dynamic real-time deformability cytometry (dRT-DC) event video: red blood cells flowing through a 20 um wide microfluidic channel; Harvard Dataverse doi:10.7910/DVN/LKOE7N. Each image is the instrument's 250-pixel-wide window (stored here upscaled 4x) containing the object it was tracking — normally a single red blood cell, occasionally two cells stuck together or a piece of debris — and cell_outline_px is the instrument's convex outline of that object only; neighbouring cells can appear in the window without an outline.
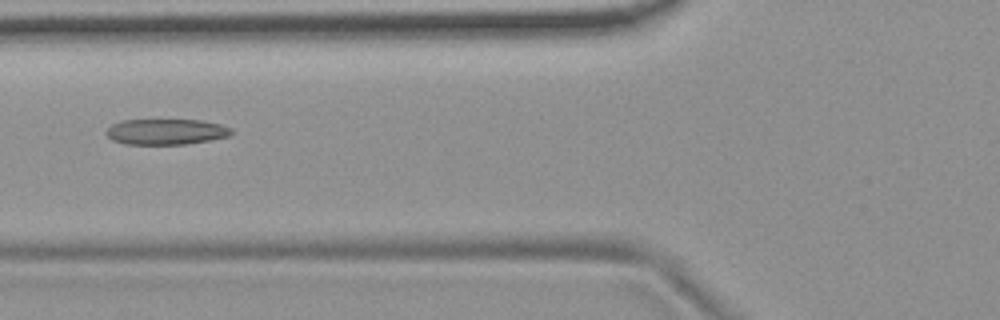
{"species": "common noctule bat (a hibernating species)", "species_latin": "Nyctalus noctula", "temperature_condition": "room temperature", "stored_images_in_passage": 2, "camera_frame_rate_fps": 3000, "um_per_image_px": 0.085, "animal": {"sex": "female", "body_mass_g": 19.9}, "frame": {"image": 1, "passage_image": 2, "time_ms": 1.0, "image_size_px": [1000, 320], "cell_outline_px": [[232, 132], [228, 136], [208, 140], [184, 144], [124, 144], [112, 140], [104, 132], [112, 124], [120, 120], [200, 120], [220, 124], [232, 128]], "centroid_in_image_um": [14.07, 11.19], "position_along_channel_um": 111.7, "area_um2": 18.67}}